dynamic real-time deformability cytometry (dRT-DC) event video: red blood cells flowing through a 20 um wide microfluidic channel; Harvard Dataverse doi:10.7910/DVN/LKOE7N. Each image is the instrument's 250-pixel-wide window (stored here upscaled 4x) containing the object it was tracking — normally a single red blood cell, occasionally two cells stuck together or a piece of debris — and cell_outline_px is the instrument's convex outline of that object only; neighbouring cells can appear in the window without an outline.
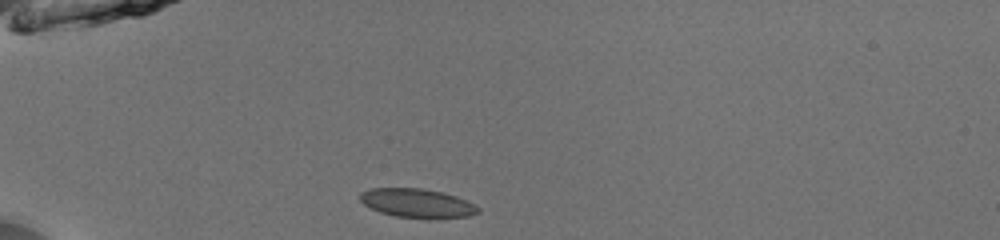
{"species": "common noctule bat (a hibernating species)", "species_latin": "Nyctalus noctula", "temperature_condition": "room temperature", "stored_images_in_passage": 37, "camera_frame_rate_fps": 3000, "um_per_image_px": 0.085, "animal": {"sex": "male", "body_mass_g": 13.0, "forearm_length_mm": 53.1}, "frame": {"image": 1, "passage_image": 1, "time_ms": 0.0, "image_size_px": [1000, 240], "cell_outline_px": [[480, 212], [468, 216], [436, 220], [396, 216], [380, 212], [364, 204], [360, 200], [360, 192], [372, 188], [420, 188], [440, 192], [456, 196], [476, 204], [480, 208]], "centroid_in_image_um": [35.51, 17.29], "position_along_channel_um": 49.5, "area_um2": 20.17}}
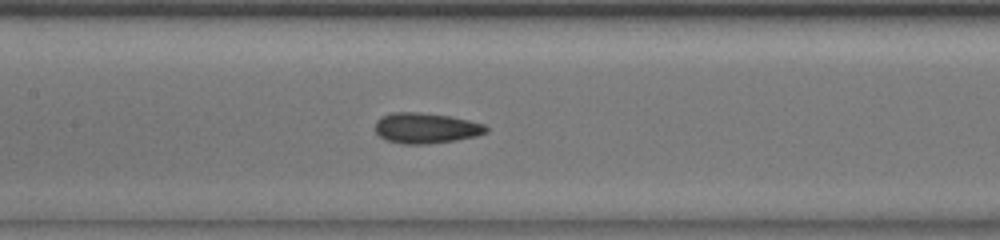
{"frame": {"image": 2, "passage_image": 12, "time_ms": 3.667, "image_size_px": [1000, 240], "cell_outline_px": [[488, 132], [476, 136], [456, 140], [428, 144], [404, 144], [388, 140], [380, 136], [376, 132], [376, 120], [380, 116], [392, 112], [416, 112], [452, 116], [484, 124], [488, 128]], "centroid_in_image_um": [36.21, 10.88], "position_along_channel_um": 171.2, "area_um2": 19.77}}
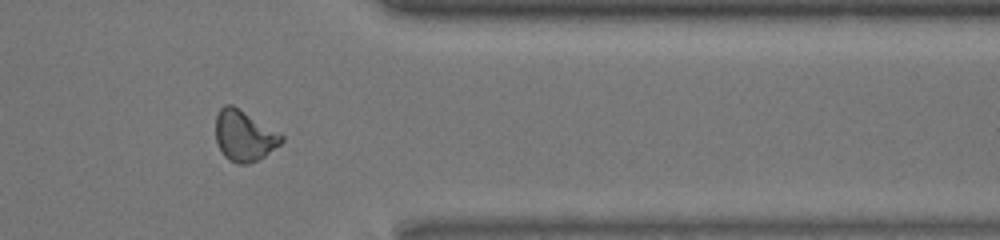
{"frame": {"image": 3, "passage_image": 29, "time_ms": 9.333, "image_size_px": [1000, 240], "cell_outline_px": [[284, 140], [280, 144], [264, 156], [248, 164], [236, 164], [228, 160], [224, 156], [216, 140], [216, 116], [220, 108], [224, 104], [232, 104], [284, 136]], "centroid_in_image_um": [20.73, 11.54], "position_along_channel_um": 390.7, "area_um2": 19.25}, "authors_computed_cell_mechanics": {"area_um2": 19.363, "velocity_mm_per_s": 3.9794, "shape_relaxation_time_tau1_ms": 4.4372, "shape_relaxation_time_tau2_ms": 2.9554, "deformation_change_tau1": 0.1233, "deformation_change_tau2": 0.0499}}